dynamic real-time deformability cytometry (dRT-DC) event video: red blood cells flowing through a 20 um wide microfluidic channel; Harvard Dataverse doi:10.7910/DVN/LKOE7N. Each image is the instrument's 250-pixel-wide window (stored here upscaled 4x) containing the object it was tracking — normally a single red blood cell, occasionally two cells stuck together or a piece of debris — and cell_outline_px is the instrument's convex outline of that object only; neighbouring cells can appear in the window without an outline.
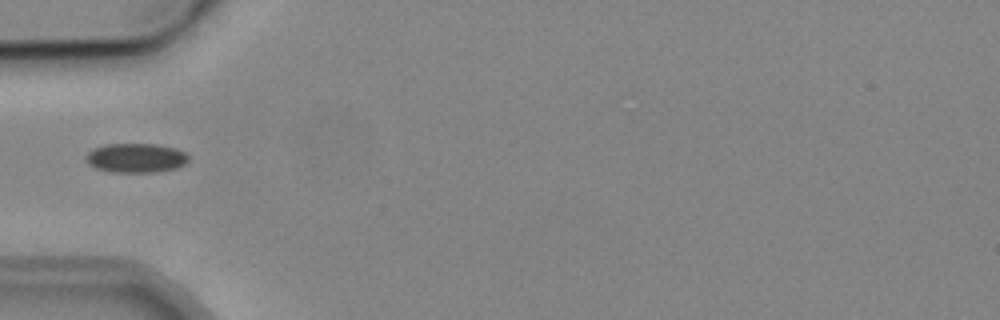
{"species": "common noctule bat (a hibernating species)", "species_latin": "Nyctalus noctula", "temperature_condition": "cold", "stored_images_in_passage": 1, "camera_frame_rate_fps": 3000, "um_per_image_px": 0.085, "animal": {"sex": "male", "body_mass_g": 19.2, "forearm_length_mm": 51.8}, "frame": {"image": 1, "passage_image": 1, "time_ms": 0.0, "image_size_px": [1000, 320], "cell_outline_px": [[188, 160], [184, 164], [176, 168], [152, 172], [112, 172], [96, 168], [88, 164], [84, 156], [92, 148], [104, 144], [156, 144], [176, 148], [184, 152], [188, 156]], "centroid_in_image_um": [11.51, 13.41], "position_along_channel_um": 73.5, "area_um2": 17.57}}